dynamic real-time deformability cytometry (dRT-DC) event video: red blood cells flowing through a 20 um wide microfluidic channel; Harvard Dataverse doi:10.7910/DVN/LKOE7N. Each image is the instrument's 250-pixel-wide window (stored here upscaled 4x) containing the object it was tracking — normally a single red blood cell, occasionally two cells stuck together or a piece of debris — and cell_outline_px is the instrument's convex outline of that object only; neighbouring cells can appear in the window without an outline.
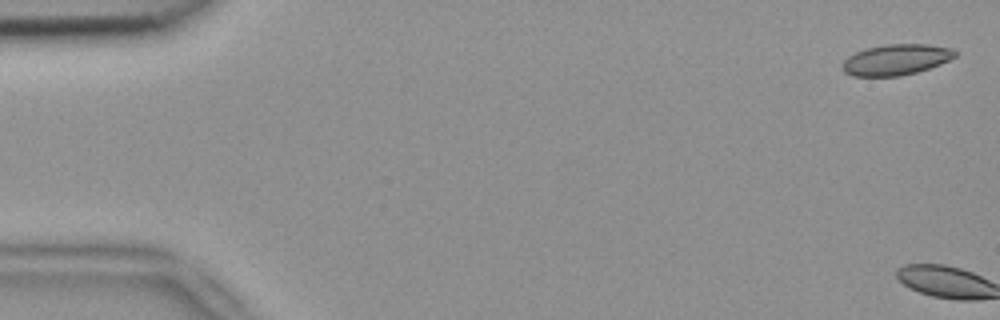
{"species": "common noctule bat (a hibernating species)", "species_latin": "Nyctalus noctula", "temperature_condition": "room temperature", "stored_images_in_passage": 11, "camera_frame_rate_fps": 3000, "um_per_image_px": 0.085, "animal": {"sex": "female", "body_mass_g": 18.4}, "frame": {"image": 1, "passage_image": 1, "time_ms": 0.0, "image_size_px": [1000, 320], "cell_outline_px": [[956, 56], [940, 64], [916, 72], [900, 76], [852, 76], [844, 72], [840, 68], [844, 60], [848, 56], [856, 52], [868, 48], [888, 44], [928, 44], [952, 48], [956, 52]], "centroid_in_image_um": [76.14, 5.07], "position_along_channel_um": 8.9, "area_um2": 20.17}}
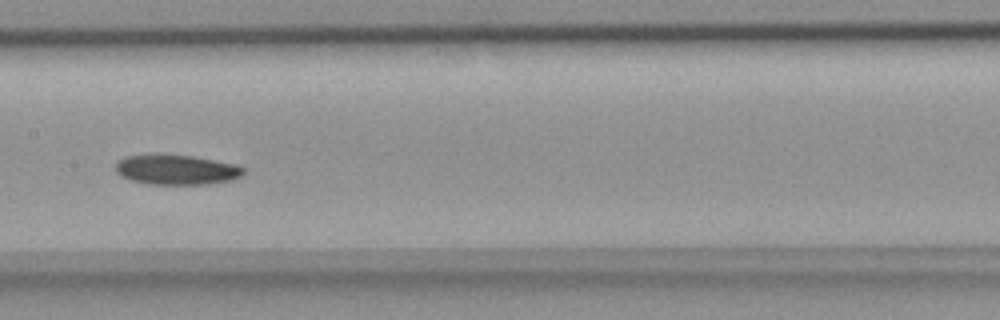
{"frame": {"image": 2, "passage_image": 8, "time_ms": 2.333, "image_size_px": [1000, 320], "cell_outline_px": [[244, 172], [240, 176], [232, 180], [208, 184], [148, 184], [132, 180], [116, 172], [116, 164], [124, 156], [156, 152], [192, 156], [236, 164], [244, 168]], "centroid_in_image_um": [14.98, 14.39], "position_along_channel_um": 192.4, "area_um2": 22.66}}
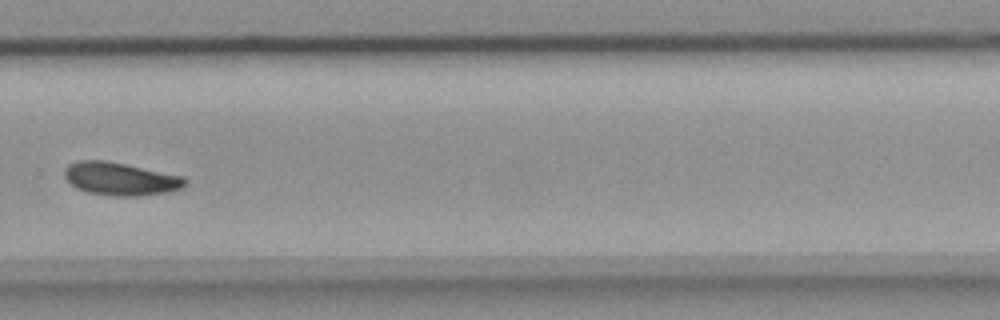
{"frame": {"image": 3, "passage_image": 11, "time_ms": 3.333, "image_size_px": [1000, 320], "cell_outline_px": [[188, 180], [184, 188], [168, 192], [140, 196], [116, 196], [88, 192], [76, 188], [64, 176], [64, 168], [68, 164], [76, 160], [104, 160], [184, 176]], "centroid_in_image_um": [10.25, 15.2], "position_along_channel_um": 319.5, "area_um2": 23.24}}